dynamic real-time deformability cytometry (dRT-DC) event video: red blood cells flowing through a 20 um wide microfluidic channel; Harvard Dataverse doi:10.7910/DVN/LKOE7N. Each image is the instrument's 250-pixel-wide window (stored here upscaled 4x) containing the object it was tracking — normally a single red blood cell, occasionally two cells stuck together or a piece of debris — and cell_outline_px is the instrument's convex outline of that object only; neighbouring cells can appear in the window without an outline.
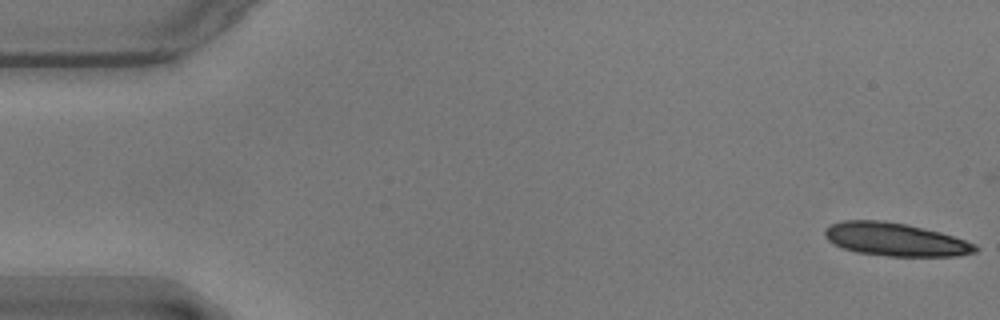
{"species": "common noctule bat (a hibernating species)", "species_latin": "Nyctalus noctula", "temperature_condition": "warm", "stored_images_in_passage": 56, "camera_frame_rate_fps": 3000, "um_per_image_px": 0.085, "animal": {"sex": "male", "body_mass_g": 17.9}, "frame": {"image": 1, "passage_image": 1, "time_ms": 0.0, "image_size_px": [1000, 320], "cell_outline_px": [[980, 248], [976, 252], [960, 256], [888, 256], [856, 252], [832, 244], [824, 236], [824, 228], [832, 224], [844, 220], [884, 220], [924, 228], [940, 232], [976, 244]], "centroid_in_image_um": [76.09, 20.36], "position_along_channel_um": 8.9, "area_um2": 29.13}}
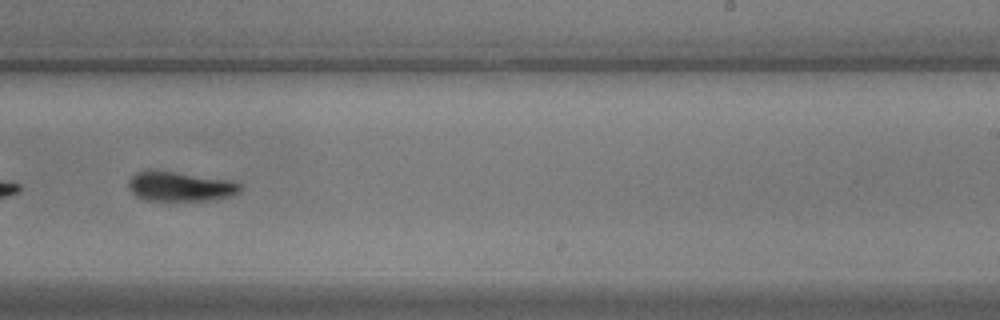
{"frame": {"image": 2, "passage_image": 35, "time_ms": 11.333, "image_size_px": [1000, 320], "cell_outline_px": [[240, 192], [232, 196], [208, 200], [148, 200], [136, 196], [128, 188], [128, 180], [136, 172], [148, 168], [228, 180], [240, 184]], "centroid_in_image_um": [15.25, 15.83], "position_along_channel_um": 273.8, "area_um2": 19.25}}
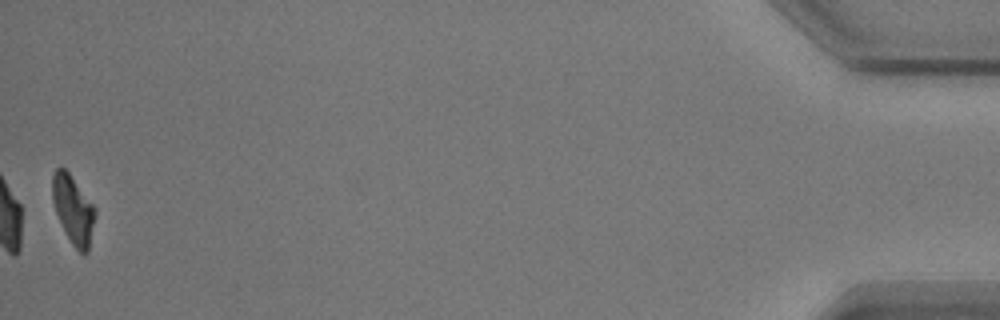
{"frame": {"image": 3, "passage_image": 56, "time_ms": 18.333, "image_size_px": [1000, 320], "cell_outline_px": [[96, 212], [88, 252], [84, 256], [72, 244], [56, 212], [52, 200], [52, 176], [56, 168], [64, 168], [68, 172], [96, 208]], "centroid_in_image_um": [6.23, 17.82], "position_along_channel_um": 429.0, "area_um2": 16.7}, "authors_computed_cell_mechanics": {"area_um2": 19.652, "velocity_mm_per_s": 3.5677, "shape_relaxation_time_tau1_ms": 3.1587, "shape_relaxation_time_tau2_ms": 1.7951, "deformation_change_tau1": 0.1354, "deformation_change_tau2": 0.0724}}